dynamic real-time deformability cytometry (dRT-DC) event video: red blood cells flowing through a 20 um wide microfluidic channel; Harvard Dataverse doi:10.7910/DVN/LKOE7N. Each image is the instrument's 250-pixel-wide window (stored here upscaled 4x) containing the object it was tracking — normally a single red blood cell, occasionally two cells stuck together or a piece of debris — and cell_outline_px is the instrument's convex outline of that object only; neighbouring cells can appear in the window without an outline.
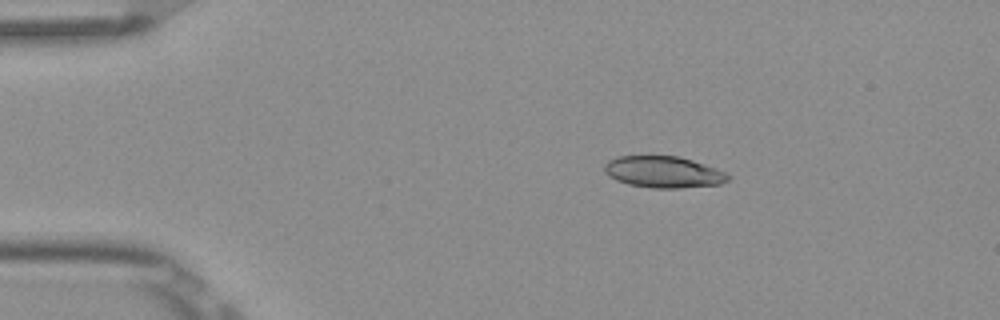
{"species": "Egyptian fruit bat (a non-hibernating species)", "species_latin": "Rousettus aegyptiacus", "temperature_condition": "room temperature", "stored_images_in_passage": 5, "camera_frame_rate_fps": 3000, "um_per_image_px": 0.085, "frame": {"image": 1, "passage_image": 2, "time_ms": 0.333, "image_size_px": [1000, 320], "cell_outline_px": [[732, 176], [728, 180], [720, 184], [680, 188], [652, 188], [628, 184], [616, 180], [608, 176], [604, 172], [604, 164], [608, 160], [620, 156], [680, 156], [728, 172]], "centroid_in_image_um": [56.41, 14.62], "position_along_channel_um": 28.6, "area_um2": 22.89}}
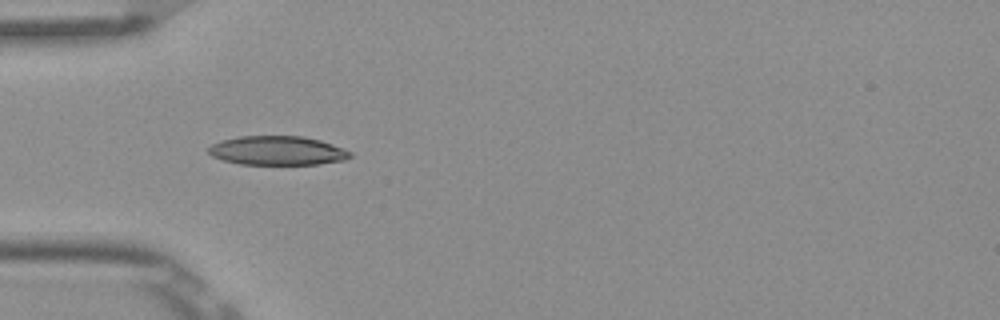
{"frame": {"image": 2, "passage_image": 4, "time_ms": 1.0, "image_size_px": [1000, 320], "cell_outline_px": [[352, 156], [344, 160], [320, 164], [240, 164], [224, 160], [212, 156], [208, 152], [208, 148], [212, 144], [220, 140], [236, 136], [304, 136], [320, 140], [332, 144], [352, 152]], "centroid_in_image_um": [23.57, 12.79], "position_along_channel_um": 61.4, "area_um2": 24.04}}
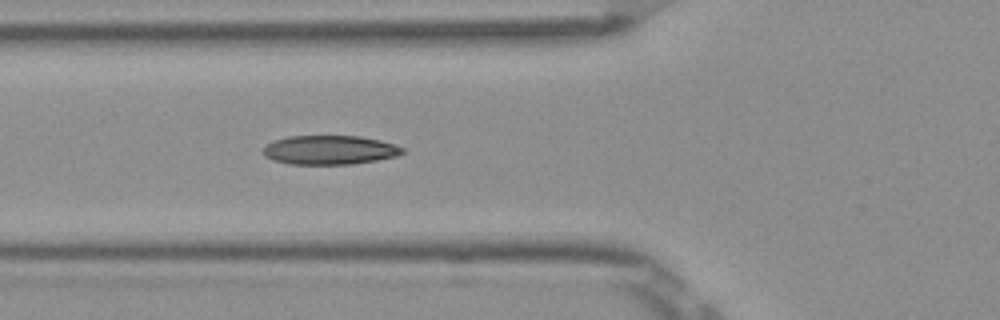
{"frame": {"image": 3, "passage_image": 5, "time_ms": 1.333, "image_size_px": [1000, 320], "cell_outline_px": [[404, 152], [396, 156], [376, 160], [352, 164], [288, 164], [272, 160], [264, 156], [260, 152], [268, 144], [276, 140], [288, 136], [360, 136], [380, 140], [404, 148]], "centroid_in_image_um": [27.99, 12.75], "position_along_channel_um": 97.8, "area_um2": 23.58}}